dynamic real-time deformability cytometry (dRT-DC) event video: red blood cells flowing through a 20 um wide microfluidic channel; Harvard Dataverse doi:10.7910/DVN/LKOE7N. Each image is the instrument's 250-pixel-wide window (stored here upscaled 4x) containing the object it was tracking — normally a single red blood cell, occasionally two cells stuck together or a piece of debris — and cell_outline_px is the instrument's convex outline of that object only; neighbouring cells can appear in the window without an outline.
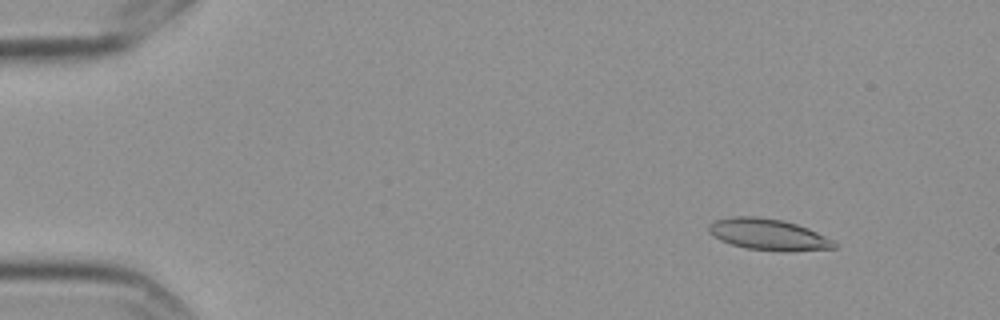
{"species": "Egyptian fruit bat (a non-hibernating species)", "species_latin": "Rousettus aegyptiacus", "temperature_condition": "cold", "stored_images_in_passage": 5, "camera_frame_rate_fps": 3000, "um_per_image_px": 0.085, "frame": {"image": 1, "passage_image": 2, "time_ms": 0.333, "image_size_px": [1000, 320], "cell_outline_px": [[836, 248], [784, 252], [780, 252], [744, 248], [720, 240], [708, 232], [708, 224], [716, 220], [732, 216], [756, 216], [784, 220], [808, 228], [832, 240], [836, 244]], "centroid_in_image_um": [65.28, 19.93], "position_along_channel_um": 19.7, "area_um2": 23.0}}
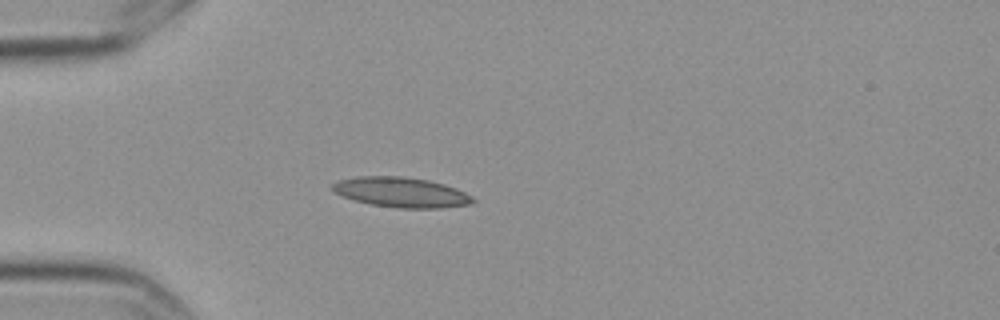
{"frame": {"image": 2, "passage_image": 5, "time_ms": 1.333, "image_size_px": [1000, 320], "cell_outline_px": [[476, 200], [472, 204], [440, 208], [396, 208], [372, 204], [340, 196], [332, 192], [328, 188], [336, 180], [356, 176], [404, 176], [428, 180], [444, 184], [456, 188], [472, 196]], "centroid_in_image_um": [34.05, 16.33], "position_along_channel_um": 51.0, "area_um2": 24.91}}